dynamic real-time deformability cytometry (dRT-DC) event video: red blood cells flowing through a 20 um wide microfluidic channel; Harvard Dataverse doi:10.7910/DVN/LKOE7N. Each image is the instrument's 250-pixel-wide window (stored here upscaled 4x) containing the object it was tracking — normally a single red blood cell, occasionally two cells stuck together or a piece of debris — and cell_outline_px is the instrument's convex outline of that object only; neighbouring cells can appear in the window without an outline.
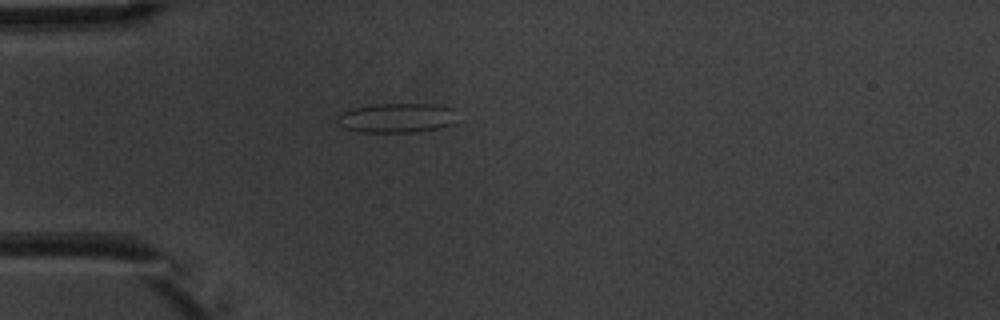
{"species": "common noctule bat (a hibernating species)", "species_latin": "Nyctalus noctula", "temperature_condition": "warm", "stored_images_in_passage": 5, "camera_frame_rate_fps": 3000, "um_per_image_px": 0.085, "animal": {"sex": "male", "body_mass_g": 20.1, "forearm_length_mm": 53.5}, "frame": {"image": 1, "passage_image": 5, "time_ms": 4.667, "image_size_px": [1000, 320], "cell_outline_px": [[456, 108], [452, 124], [440, 128], [412, 132], [360, 132], [344, 128], [336, 124], [336, 116], [340, 112], [352, 108], [372, 104], [436, 104]], "centroid_in_image_um": [33.67, 10.01], "position_along_channel_um": 51.3, "area_um2": 20.92}}